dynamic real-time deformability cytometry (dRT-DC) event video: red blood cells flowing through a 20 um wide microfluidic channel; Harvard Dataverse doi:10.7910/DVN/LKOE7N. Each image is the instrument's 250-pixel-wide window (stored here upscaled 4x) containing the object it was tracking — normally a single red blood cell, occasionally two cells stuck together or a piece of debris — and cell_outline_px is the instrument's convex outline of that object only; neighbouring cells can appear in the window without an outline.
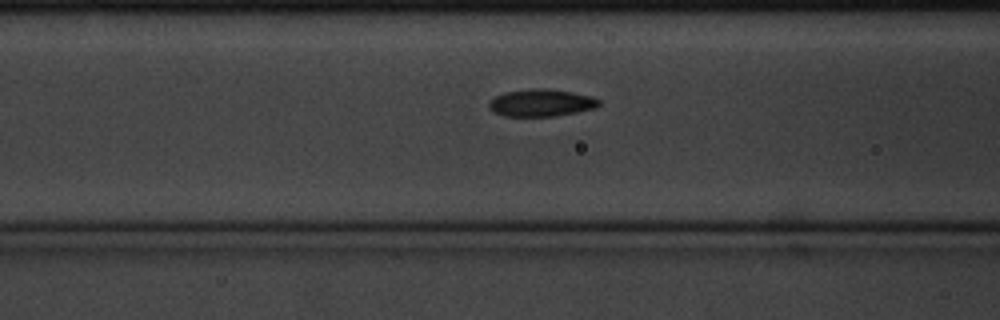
{"species": "common noctule bat (a hibernating species)", "species_latin": "Nyctalus noctula", "temperature_condition": "cold", "stored_images_in_passage": 8, "camera_frame_rate_fps": 3000, "um_per_image_px": 0.085, "animal": {"sex": "male", "body_mass_g": 20.1, "forearm_length_mm": 53.5}, "frame": {"image": 1, "passage_image": 8, "time_ms": 2.333, "image_size_px": [1000, 320], "cell_outline_px": [[600, 104], [596, 108], [576, 112], [552, 116], [504, 116], [492, 112], [488, 108], [488, 100], [504, 92], [532, 88], [544, 88], [572, 92], [592, 96], [600, 100]], "centroid_in_image_um": [45.96, 8.73], "position_along_channel_um": 120.6, "area_um2": 17.63}}